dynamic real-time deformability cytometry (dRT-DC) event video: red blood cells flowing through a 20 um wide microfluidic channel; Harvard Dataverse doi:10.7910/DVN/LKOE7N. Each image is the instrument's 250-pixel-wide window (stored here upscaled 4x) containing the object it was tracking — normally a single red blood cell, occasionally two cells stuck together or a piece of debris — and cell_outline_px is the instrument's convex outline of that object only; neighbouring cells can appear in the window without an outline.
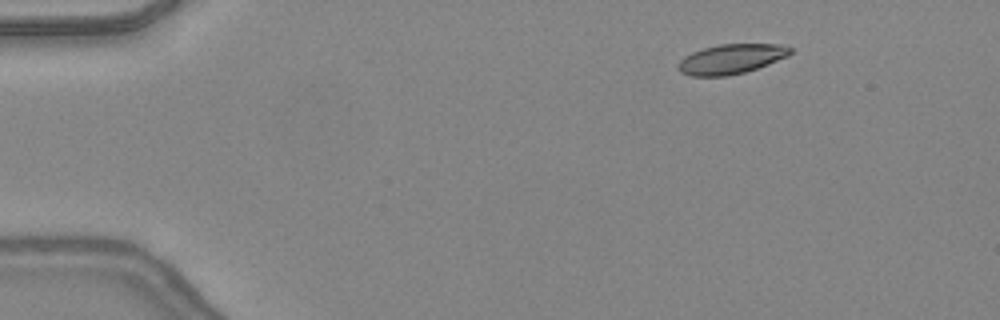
{"species": "common noctule bat (a hibernating species)", "species_latin": "Nyctalus noctula", "temperature_condition": "warm", "stored_images_in_passage": 48, "camera_frame_rate_fps": 3000, "um_per_image_px": 0.085, "animal": {"sex": "female", "body_mass_g": 24.6, "forearm_length_mm": 56.2}, "frame": {"image": 1, "passage_image": 7, "time_ms": 2.0, "image_size_px": [1000, 320], "cell_outline_px": [[792, 52], [788, 56], [768, 64], [744, 72], [728, 76], [692, 76], [680, 72], [676, 68], [680, 60], [684, 56], [692, 52], [704, 48], [720, 44], [780, 44], [792, 48]], "centroid_in_image_um": [62.13, 5.01], "position_along_channel_um": 22.9, "area_um2": 19.42}}
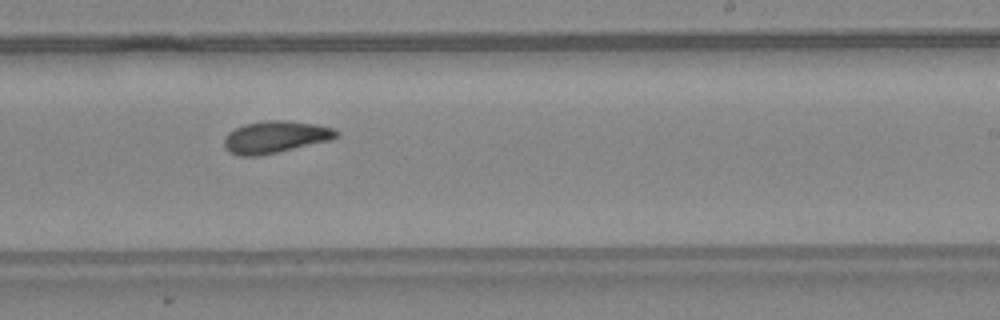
{"frame": {"image": 2, "passage_image": 30, "time_ms": 9.667, "image_size_px": [1000, 320], "cell_outline_px": [[340, 132], [332, 140], [276, 152], [256, 156], [240, 156], [228, 152], [224, 148], [224, 136], [228, 132], [244, 124], [268, 120], [284, 120], [316, 124], [332, 128]], "centroid_in_image_um": [23.37, 11.64], "position_along_channel_um": 265.6, "area_um2": 20.92}}
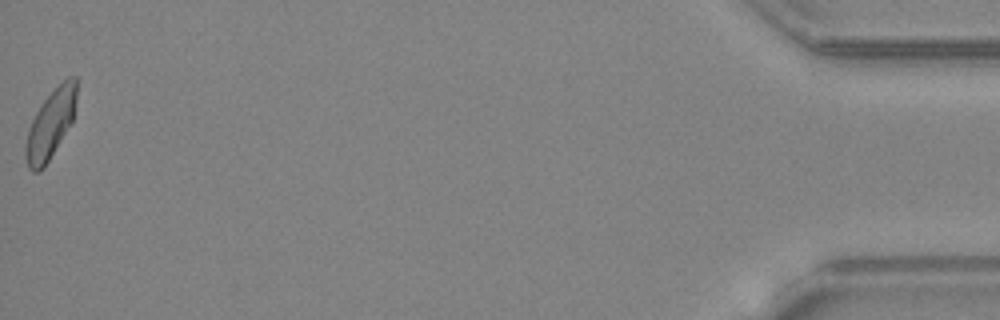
{"frame": {"image": 3, "passage_image": 48, "time_ms": 15.667, "image_size_px": [1000, 320], "cell_outline_px": [[76, 100], [72, 120], [44, 168], [40, 172], [32, 172], [28, 168], [24, 152], [24, 148], [28, 128], [36, 112], [44, 100], [68, 76], [76, 76]], "centroid_in_image_um": [4.26, 10.59], "position_along_channel_um": 430.9, "area_um2": 20.0}, "authors_computed_cell_mechanics": {"area_um2": 20.23, "velocity_mm_per_s": 4.3713, "shape_relaxation_time_tau1_ms": null, "shape_relaxation_time_tau2_ms": 4.342, "deformation_change_tau1": null, "deformation_change_tau2": 0.1225}}